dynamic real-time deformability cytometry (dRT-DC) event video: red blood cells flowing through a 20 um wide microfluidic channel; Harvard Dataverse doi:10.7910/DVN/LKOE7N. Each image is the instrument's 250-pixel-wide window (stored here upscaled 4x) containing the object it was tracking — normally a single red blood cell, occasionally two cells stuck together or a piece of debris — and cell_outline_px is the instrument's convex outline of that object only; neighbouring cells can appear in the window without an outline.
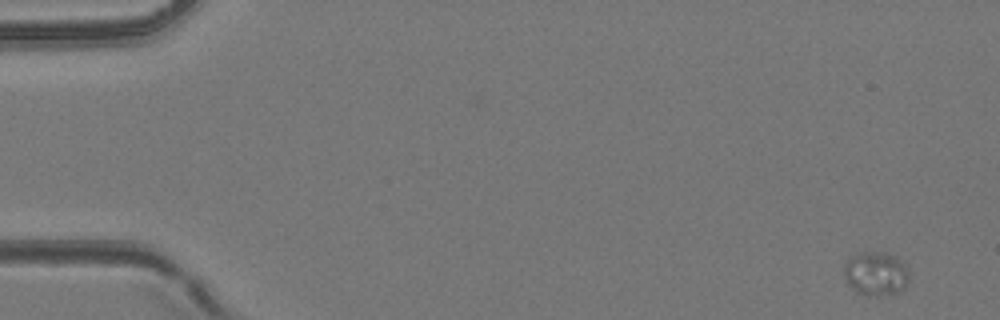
{"species": "common noctule bat (a hibernating species)", "species_latin": "Nyctalus noctula", "temperature_condition": "room temperature", "stored_images_in_passage": 5, "camera_frame_rate_fps": 3000, "um_per_image_px": 0.085, "animal": {"sex": "female", "body_mass_g": 24.6, "forearm_length_mm": 56.2}, "frame": {"image": 1, "passage_image": 1, "time_ms": 0.0, "image_size_px": [1000, 320], "cell_outline_px": [[908, 280], [904, 288], [900, 292], [876, 296], [868, 296], [856, 292], [848, 284], [844, 276], [844, 264], [848, 256], [860, 252], [888, 252], [896, 256], [908, 268]], "centroid_in_image_um": [74.43, 23.24], "position_along_channel_um": 10.6, "area_um2": 16.99}}
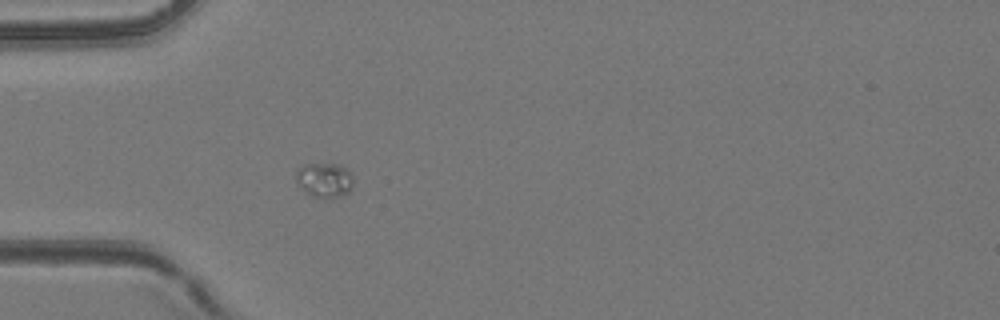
{"frame": {"image": 2, "passage_image": 5, "time_ms": 4.333, "image_size_px": [1000, 320], "cell_outline_px": [[352, 188], [348, 192], [340, 196], [312, 196], [304, 192], [300, 188], [296, 180], [296, 172], [304, 164], [340, 164], [352, 172]], "centroid_in_image_um": [27.58, 15.27], "position_along_channel_um": 57.4, "area_um2": 11.44}}